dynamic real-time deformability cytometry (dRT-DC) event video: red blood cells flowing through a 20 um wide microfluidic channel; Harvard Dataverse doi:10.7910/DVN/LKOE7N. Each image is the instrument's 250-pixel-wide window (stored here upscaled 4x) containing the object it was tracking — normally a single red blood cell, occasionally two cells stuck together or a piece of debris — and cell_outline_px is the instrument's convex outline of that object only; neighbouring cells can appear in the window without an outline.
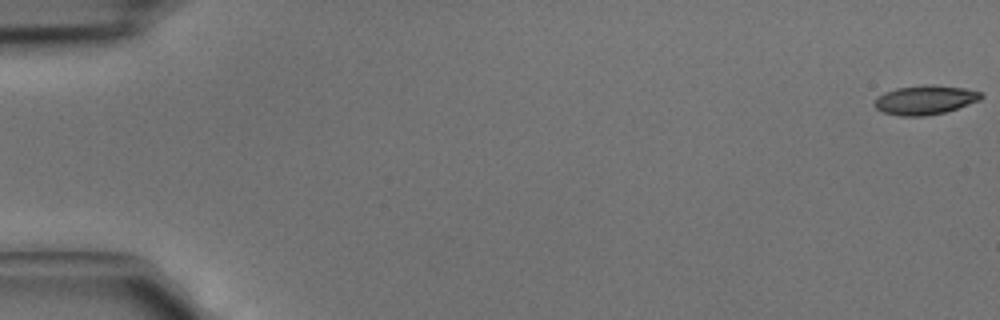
{"species": "common noctule bat (a hibernating species)", "species_latin": "Nyctalus noctula", "temperature_condition": "cold", "stored_images_in_passage": 6, "camera_frame_rate_fps": 3000, "um_per_image_px": 0.085, "animal": {"sex": "male", "body_mass_g": 15.6}, "frame": {"image": 1, "passage_image": 1, "time_ms": 0.0, "image_size_px": [1000, 320], "cell_outline_px": [[984, 96], [980, 100], [944, 112], [924, 116], [900, 116], [884, 112], [876, 108], [872, 104], [876, 96], [884, 92], [896, 88], [924, 84], [932, 84], [964, 88], [980, 92]], "centroid_in_image_um": [78.58, 8.48], "position_along_channel_um": 6.4, "area_um2": 18.21}}